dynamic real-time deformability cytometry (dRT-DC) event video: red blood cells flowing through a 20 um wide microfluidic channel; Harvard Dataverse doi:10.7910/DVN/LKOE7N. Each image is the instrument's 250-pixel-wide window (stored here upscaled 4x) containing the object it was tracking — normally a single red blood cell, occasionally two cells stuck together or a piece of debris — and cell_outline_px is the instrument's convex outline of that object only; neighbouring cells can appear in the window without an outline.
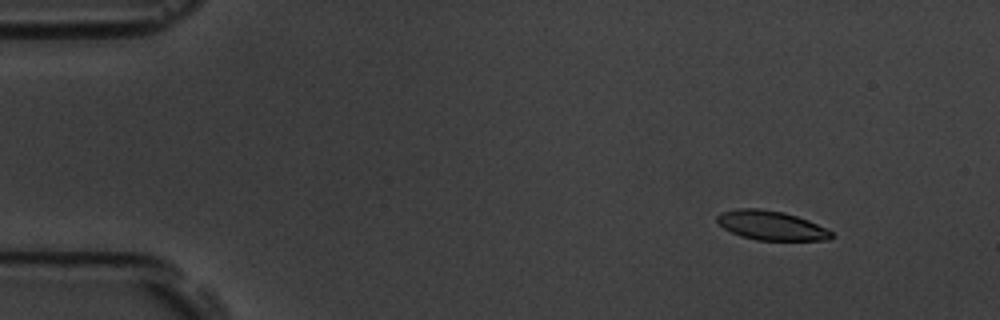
{"species": "common noctule bat (a hibernating species)", "species_latin": "Nyctalus noctula", "temperature_condition": "room temperature", "stored_images_in_passage": 7, "camera_frame_rate_fps": 3000, "um_per_image_px": 0.085, "animal": {"sex": "male", "body_mass_g": 19.5, "forearm_length_mm": 54.6}, "frame": {"image": 1, "passage_image": 2, "time_ms": 1.0, "image_size_px": [1000, 320], "cell_outline_px": [[832, 236], [828, 240], [756, 240], [740, 236], [724, 228], [716, 220], [716, 216], [720, 212], [736, 208], [756, 208], [784, 212], [808, 220], [832, 232]], "centroid_in_image_um": [65.5, 19.16], "position_along_channel_um": 19.5, "area_um2": 19.36}}
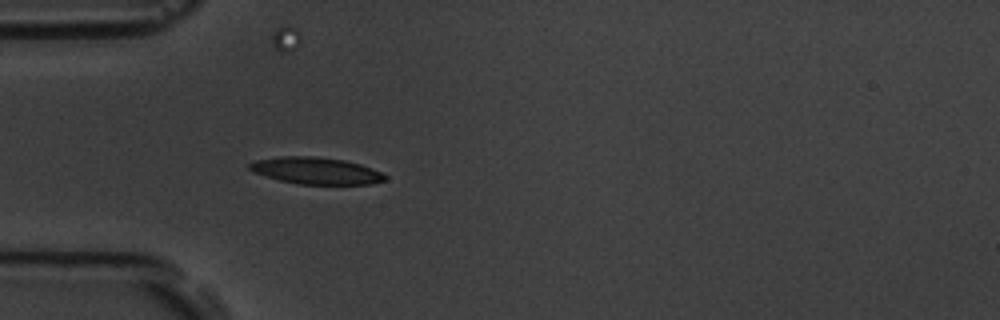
{"frame": {"image": 2, "passage_image": 5, "time_ms": 4.667, "image_size_px": [1000, 320], "cell_outline_px": [[388, 180], [372, 184], [296, 184], [280, 180], [252, 172], [248, 168], [248, 164], [256, 160], [280, 156], [316, 156], [344, 160], [360, 164], [380, 172], [388, 176]], "centroid_in_image_um": [26.86, 14.51], "position_along_channel_um": 58.1, "area_um2": 21.27}}